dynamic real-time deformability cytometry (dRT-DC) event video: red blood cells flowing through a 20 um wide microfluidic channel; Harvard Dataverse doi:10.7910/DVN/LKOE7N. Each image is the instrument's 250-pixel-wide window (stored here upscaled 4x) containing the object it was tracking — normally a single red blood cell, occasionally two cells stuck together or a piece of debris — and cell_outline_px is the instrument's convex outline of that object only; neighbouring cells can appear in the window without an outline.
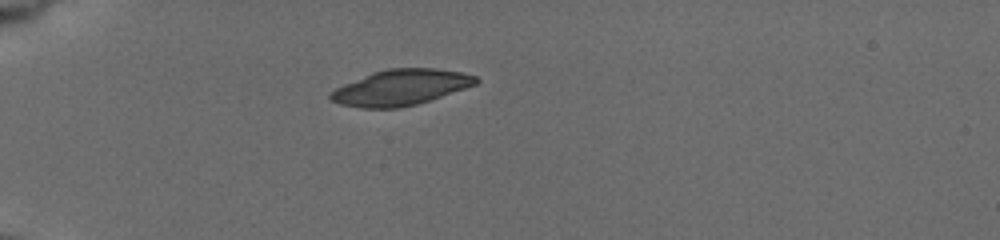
{"species": "common noctule bat (a hibernating species)", "species_latin": "Nyctalus noctula", "temperature_condition": "cold", "stored_images_in_passage": 6, "camera_frame_rate_fps": 3000, "um_per_image_px": 0.085, "animal": {"sex": "female", "body_mass_g": 19.5, "forearm_length_mm": 54.1}, "frame": {"image": 1, "passage_image": 1, "time_ms": 0.0, "image_size_px": [1000, 240], "cell_outline_px": [[480, 80], [476, 84], [416, 104], [400, 108], [360, 108], [340, 104], [328, 100], [328, 96], [336, 88], [344, 84], [372, 72], [392, 68], [432, 68], [460, 72], [476, 76]], "centroid_in_image_um": [34.02, 7.44], "position_along_channel_um": 51.0, "area_um2": 29.94}}